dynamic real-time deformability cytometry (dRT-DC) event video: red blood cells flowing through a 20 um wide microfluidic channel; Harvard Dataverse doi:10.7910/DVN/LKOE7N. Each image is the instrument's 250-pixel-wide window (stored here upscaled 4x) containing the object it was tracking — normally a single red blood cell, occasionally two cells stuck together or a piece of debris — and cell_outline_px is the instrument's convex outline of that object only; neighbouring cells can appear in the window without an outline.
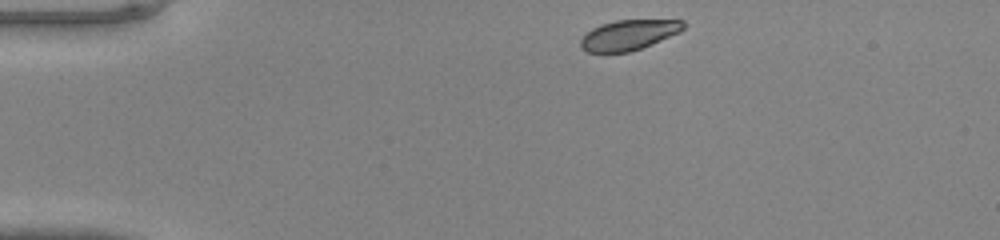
{"species": "common noctule bat (a hibernating species)", "species_latin": "Nyctalus noctula", "temperature_condition": "warm", "stored_images_in_passage": 40, "camera_frame_rate_fps": 3000, "um_per_image_px": 0.085, "animal": {"sex": "male", "body_mass_g": 20.0, "forearm_length_mm": 53.3}, "frame": {"image": 1, "passage_image": 1, "time_ms": 0.0, "image_size_px": [1000, 240], "cell_outline_px": [[684, 28], [680, 32], [640, 48], [628, 52], [588, 52], [580, 48], [580, 40], [592, 28], [600, 24], [616, 20], [684, 20]], "centroid_in_image_um": [53.42, 2.96], "position_along_channel_um": 31.6, "area_um2": 17.86}}
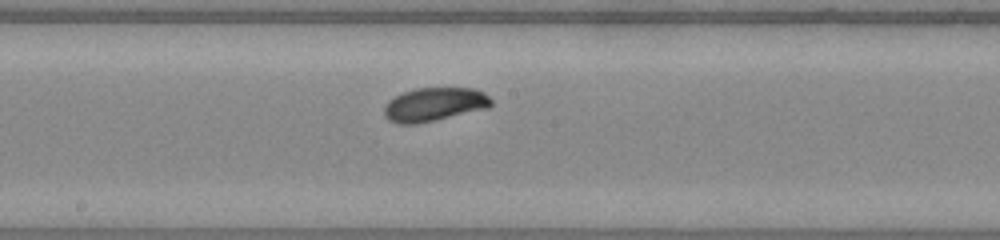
{"frame": {"image": 2, "passage_image": 18, "time_ms": 5.667, "image_size_px": [1000, 240], "cell_outline_px": [[492, 104], [488, 108], [416, 124], [396, 124], [388, 120], [384, 116], [384, 108], [388, 100], [404, 92], [416, 88], [476, 88], [484, 92], [492, 100]], "centroid_in_image_um": [36.91, 8.87], "position_along_channel_um": 211.3, "area_um2": 20.98}}
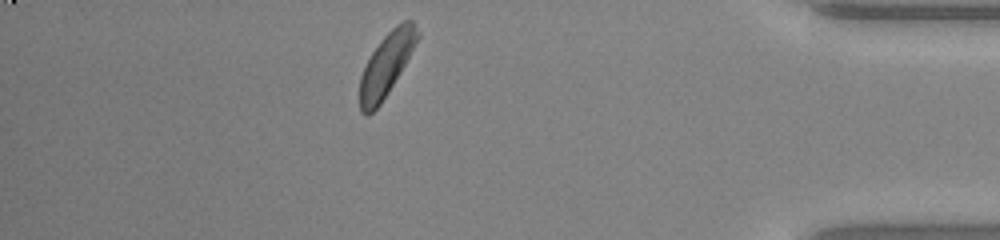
{"frame": {"image": 3, "passage_image": 34, "time_ms": 11.0, "image_size_px": [1000, 240], "cell_outline_px": [[420, 36], [400, 72], [388, 92], [380, 104], [368, 116], [364, 116], [360, 112], [360, 76], [372, 52], [380, 40], [396, 24], [404, 20], [412, 20], [420, 32]], "centroid_in_image_um": [32.84, 5.48], "position_along_channel_um": 402.4, "area_um2": 20.92}}